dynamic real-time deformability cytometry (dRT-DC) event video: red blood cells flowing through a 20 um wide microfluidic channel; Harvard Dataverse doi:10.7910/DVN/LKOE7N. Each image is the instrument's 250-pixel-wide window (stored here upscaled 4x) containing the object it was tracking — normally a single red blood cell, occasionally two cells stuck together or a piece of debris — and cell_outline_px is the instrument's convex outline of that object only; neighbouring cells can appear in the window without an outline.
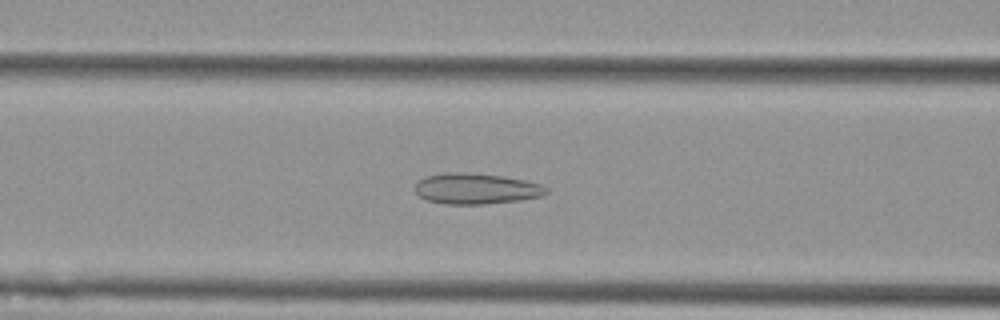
{"species": "Egyptian fruit bat (a non-hibernating species)", "species_latin": "Rousettus aegyptiacus", "temperature_condition": "cold", "stored_images_in_passage": 39, "camera_frame_rate_fps": 3000, "um_per_image_px": 0.085, "animal": {"sex": "female"}, "frame": {"image": 1, "passage_image": 19, "time_ms": 6.0, "image_size_px": [1000, 320], "cell_outline_px": [[548, 192], [544, 196], [520, 200], [484, 204], [444, 204], [428, 200], [420, 196], [416, 192], [416, 184], [424, 176], [444, 172], [464, 172], [504, 176], [524, 180], [540, 184], [548, 188]], "centroid_in_image_um": [40.49, 16.03], "position_along_channel_um": 126.1, "area_um2": 23.64}}
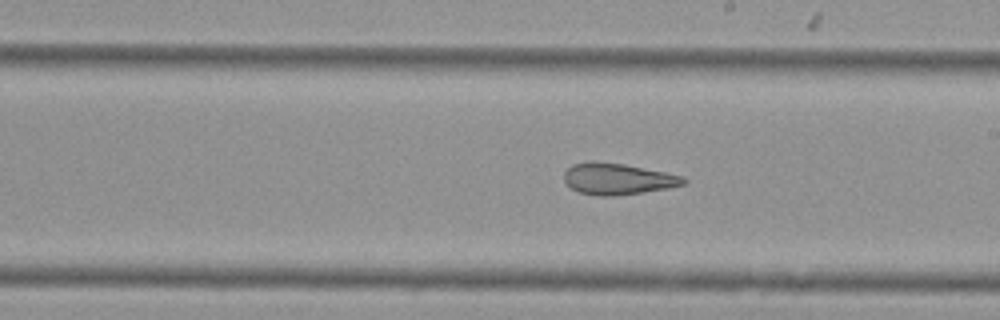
{"frame": {"image": 2, "passage_image": 28, "time_ms": 9.0, "image_size_px": [1000, 320], "cell_outline_px": [[688, 180], [684, 184], [668, 188], [612, 196], [596, 196], [580, 192], [572, 188], [564, 180], [564, 172], [572, 164], [588, 160], [592, 160], [624, 164], [684, 176]], "centroid_in_image_um": [52.48, 15.19], "position_along_channel_um": 236.5, "area_um2": 21.79}}
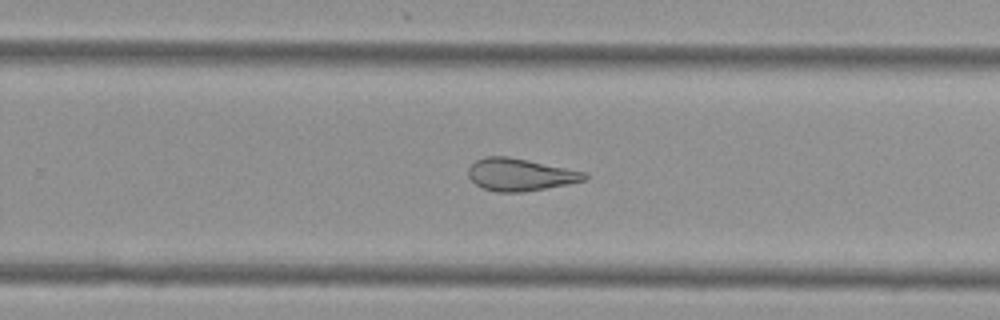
{"frame": {"image": 3, "passage_image": 32, "time_ms": 10.333, "image_size_px": [1000, 320], "cell_outline_px": [[588, 176], [584, 180], [568, 184], [524, 192], [496, 192], [480, 188], [468, 176], [468, 168], [476, 160], [484, 156], [508, 156], [588, 172]], "centroid_in_image_um": [44.2, 14.84], "position_along_channel_um": 285.6, "area_um2": 22.08}, "authors_computed_cell_mechanics": {"area_um2": 23.2934, "velocity_mm_per_s": 3.6943, "shape_relaxation_time_tau1_ms": null, "shape_relaxation_time_tau2_ms": 3.2935, "deformation_change_tau1": null, "deformation_change_tau2": 0.1127}}